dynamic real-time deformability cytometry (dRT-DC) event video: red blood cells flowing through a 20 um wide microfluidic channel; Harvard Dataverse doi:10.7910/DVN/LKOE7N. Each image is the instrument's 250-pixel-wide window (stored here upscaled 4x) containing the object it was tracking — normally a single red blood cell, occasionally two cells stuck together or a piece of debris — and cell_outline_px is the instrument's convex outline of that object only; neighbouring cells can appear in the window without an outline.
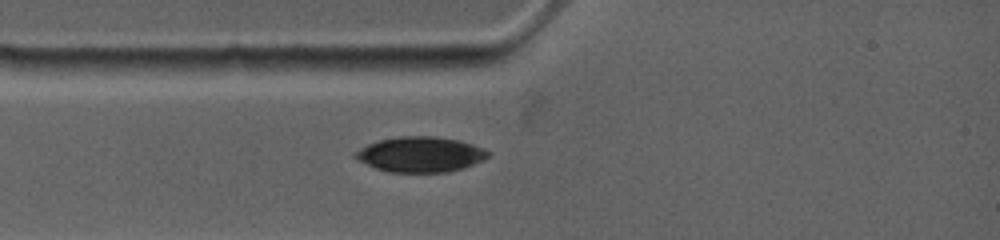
{"species": "common noctule bat (a hibernating species)", "species_latin": "Nyctalus noctula", "temperature_condition": "warm", "stored_images_in_passage": 3, "camera_frame_rate_fps": 4500, "um_per_image_px": 0.085, "animal": {"sex": "female", "body_mass_g": 19.0, "forearm_length_mm": 53.3}, "frame": {"image": 1, "passage_image": 3, "time_ms": 2.222, "image_size_px": [1000, 240], "cell_outline_px": [[492, 152], [488, 156], [472, 164], [460, 168], [444, 172], [392, 172], [376, 168], [356, 160], [352, 156], [360, 148], [368, 144], [380, 140], [400, 136], [436, 136], [460, 140], [472, 144]], "centroid_in_image_um": [35.7, 13.11], "position_along_channel_um": 49.3, "area_um2": 27.05}}